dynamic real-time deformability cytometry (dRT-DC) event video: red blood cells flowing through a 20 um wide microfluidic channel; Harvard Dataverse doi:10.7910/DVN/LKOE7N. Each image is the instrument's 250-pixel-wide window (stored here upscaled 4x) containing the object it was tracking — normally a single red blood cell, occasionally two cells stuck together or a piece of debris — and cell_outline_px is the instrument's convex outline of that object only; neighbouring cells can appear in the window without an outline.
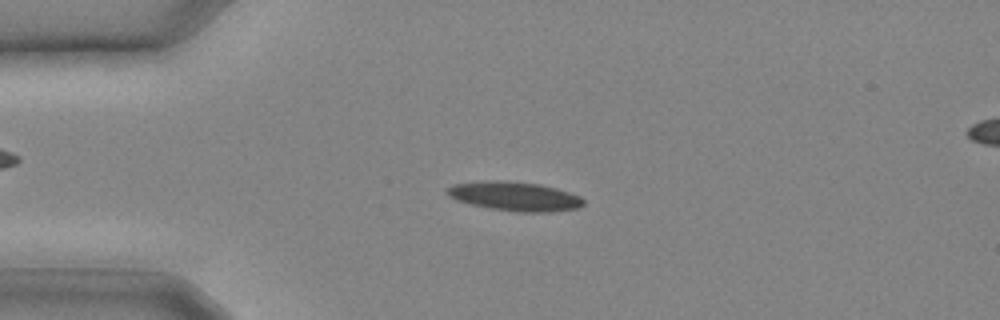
{"species": "common noctule bat (a hibernating species)", "species_latin": "Nyctalus noctula", "temperature_condition": "cold", "stored_images_in_passage": 18, "camera_frame_rate_fps": 3000, "um_per_image_px": 0.085, "animal": {"sex": "male", "body_mass_g": 20.4}, "frame": {"image": 1, "passage_image": 6, "time_ms": 1.667, "image_size_px": [1000, 320], "cell_outline_px": [[584, 204], [576, 208], [552, 212], [516, 212], [492, 208], [472, 204], [456, 200], [448, 196], [444, 192], [452, 184], [488, 180], [504, 180], [540, 184], [556, 188], [580, 196], [584, 200]], "centroid_in_image_um": [43.73, 16.68], "position_along_channel_um": 41.3, "area_um2": 23.18}}
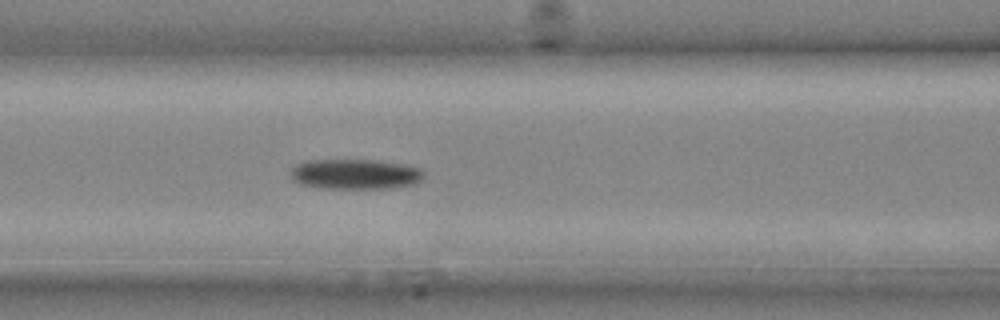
{"frame": {"image": 2, "passage_image": 11, "time_ms": 3.333, "image_size_px": [1000, 320], "cell_outline_px": [[424, 176], [420, 180], [412, 184], [388, 188], [324, 188], [300, 184], [292, 180], [292, 168], [296, 164], [308, 160], [376, 160], [404, 164], [420, 168], [424, 172]], "centroid_in_image_um": [30.19, 14.79], "position_along_channel_um": 136.4, "area_um2": 23.29}}
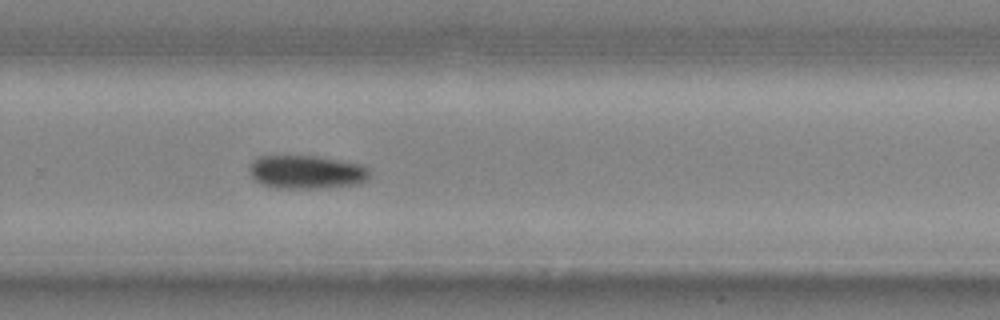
{"frame": {"image": 3, "passage_image": 18, "time_ms": 5.667, "image_size_px": [1000, 320], "cell_outline_px": [[368, 180], [356, 184], [316, 188], [276, 188], [260, 184], [252, 176], [248, 168], [252, 160], [256, 156], [316, 156], [364, 164], [368, 168]], "centroid_in_image_um": [26.02, 14.61], "position_along_channel_um": 303.8, "area_um2": 23.52}}